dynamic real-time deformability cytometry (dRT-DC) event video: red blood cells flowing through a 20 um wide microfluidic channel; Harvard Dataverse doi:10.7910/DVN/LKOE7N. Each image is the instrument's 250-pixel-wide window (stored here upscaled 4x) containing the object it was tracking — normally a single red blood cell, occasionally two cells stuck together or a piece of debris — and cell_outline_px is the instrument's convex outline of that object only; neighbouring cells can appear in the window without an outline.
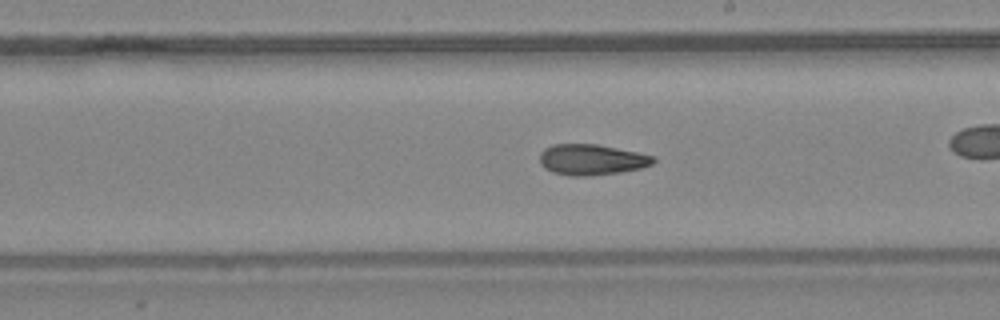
{"species": "common noctule bat (a hibernating species)", "species_latin": "Nyctalus noctula", "temperature_condition": "warm", "stored_images_in_passage": 48, "camera_frame_rate_fps": 3000, "um_per_image_px": 0.085, "animal": {"sex": "female", "body_mass_g": 24.6, "forearm_length_mm": 56.2}, "frame": {"image": 1, "passage_image": 28, "time_ms": 9.0, "image_size_px": [1000, 320], "cell_outline_px": [[656, 160], [652, 164], [640, 168], [620, 172], [592, 176], [568, 176], [552, 172], [544, 168], [540, 164], [540, 152], [544, 148], [552, 144], [596, 144], [656, 156]], "centroid_in_image_um": [50.26, 13.57], "position_along_channel_um": 238.7, "area_um2": 20.52}, "authors_computed_cell_mechanics": {"area_um2": 20.4034, "velocity_mm_per_s": 4.4814, "shape_relaxation_time_tau1_ms": 10.4889, "shape_relaxation_time_tau2_ms": 4.9843, "deformation_change_tau1": 0.2223, "deformation_change_tau2": 0.1189}}